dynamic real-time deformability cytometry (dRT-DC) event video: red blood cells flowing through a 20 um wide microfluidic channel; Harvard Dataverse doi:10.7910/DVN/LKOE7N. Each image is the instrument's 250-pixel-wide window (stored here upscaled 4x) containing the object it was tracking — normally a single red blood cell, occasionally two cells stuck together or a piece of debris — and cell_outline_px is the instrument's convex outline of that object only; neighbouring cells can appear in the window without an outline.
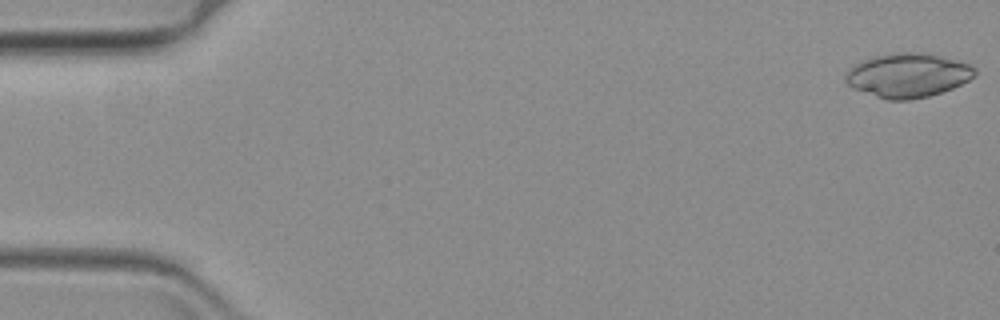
{"species": "common noctule bat (a hibernating species)", "species_latin": "Nyctalus noctula", "temperature_condition": "warm", "stored_images_in_passage": 15, "camera_frame_rate_fps": 3000, "um_per_image_px": 0.085, "animal": {"sex": "female", "body_mass_g": 19.3, "forearm_length_mm": 54.1}, "frame": {"image": 1, "passage_image": 1, "time_ms": 0.0, "image_size_px": [1000, 320], "cell_outline_px": [[976, 72], [968, 80], [952, 88], [928, 96], [908, 100], [888, 100], [852, 88], [844, 80], [848, 72], [856, 64], [864, 60], [876, 56], [892, 52], [928, 52], [972, 64], [976, 68]], "centroid_in_image_um": [77.2, 6.38], "position_along_channel_um": 7.8, "area_um2": 33.12}}